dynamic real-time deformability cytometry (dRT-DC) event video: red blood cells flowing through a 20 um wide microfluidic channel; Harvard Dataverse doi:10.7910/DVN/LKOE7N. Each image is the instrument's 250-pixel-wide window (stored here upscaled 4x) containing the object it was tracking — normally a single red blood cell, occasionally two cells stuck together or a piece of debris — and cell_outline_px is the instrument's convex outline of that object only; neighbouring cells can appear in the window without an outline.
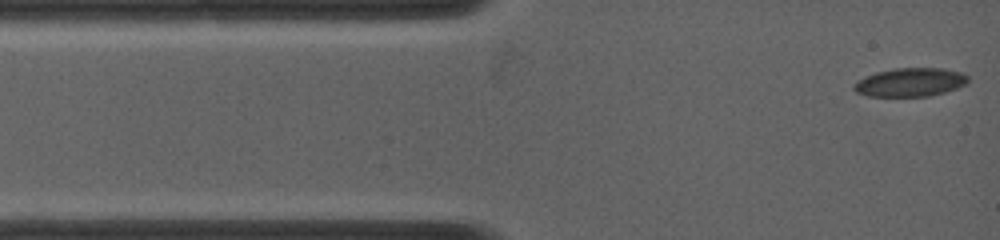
{"species": "common noctule bat (a hibernating species)", "species_latin": "Nyctalus noctula", "temperature_condition": "warm", "stored_images_in_passage": 52, "camera_frame_rate_fps": 5000, "um_per_image_px": 0.085, "animal": {"sex": "female", "body_mass_g": 19.0, "forearm_length_mm": 53.3}, "frame": {"image": 1, "passage_image": 1, "time_ms": 0.0, "image_size_px": [1000, 240], "cell_outline_px": [[968, 80], [964, 84], [956, 88], [944, 92], [928, 96], [868, 96], [856, 92], [852, 88], [852, 84], [856, 80], [864, 76], [876, 72], [896, 68], [944, 68], [960, 72], [968, 76]], "centroid_in_image_um": [77.31, 6.98], "position_along_channel_um": 7.7, "area_um2": 19.02}}
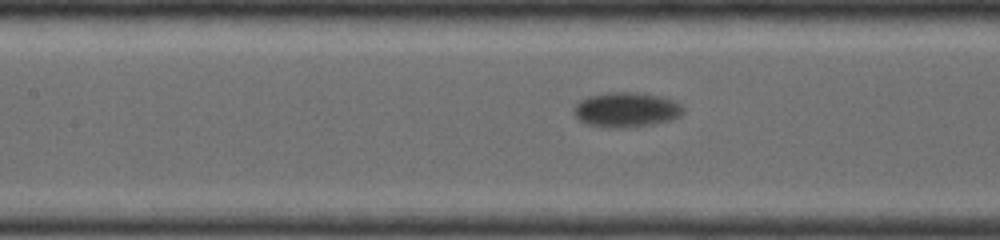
{"frame": {"image": 2, "passage_image": 22, "time_ms": 4.2, "image_size_px": [1000, 240], "cell_outline_px": [[684, 112], [680, 116], [672, 120], [656, 124], [632, 128], [600, 128], [576, 120], [572, 112], [572, 108], [576, 100], [588, 96], [604, 92], [648, 92], [668, 96], [676, 100], [684, 108]], "centroid_in_image_um": [53.22, 9.32], "position_along_channel_um": 154.2, "area_um2": 23.64}}
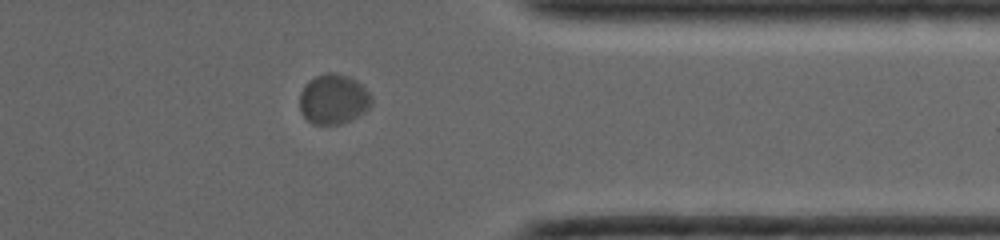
{"frame": {"image": 3, "passage_image": 44, "time_ms": 8.6, "image_size_px": [1000, 240], "cell_outline_px": [[372, 104], [364, 112], [352, 120], [340, 124], [312, 124], [300, 112], [300, 92], [308, 80], [316, 76], [328, 72], [336, 72], [348, 76], [356, 80], [372, 96]], "centroid_in_image_um": [28.34, 8.43], "position_along_channel_um": 383.1, "area_um2": 21.04}}